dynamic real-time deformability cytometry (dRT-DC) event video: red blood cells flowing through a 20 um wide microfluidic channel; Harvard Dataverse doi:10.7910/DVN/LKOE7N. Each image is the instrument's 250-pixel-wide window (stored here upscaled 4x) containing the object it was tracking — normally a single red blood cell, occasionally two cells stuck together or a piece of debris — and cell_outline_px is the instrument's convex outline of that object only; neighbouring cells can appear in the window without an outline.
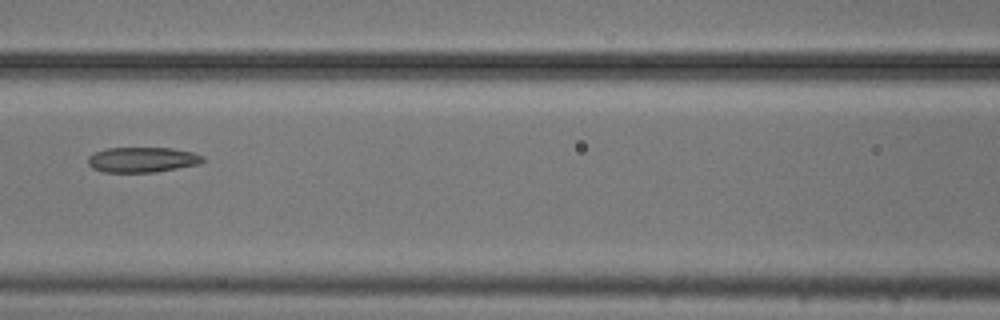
{"species": "common noctule bat (a hibernating species)", "species_latin": "Nyctalus noctula", "temperature_condition": "cold", "stored_images_in_passage": 9, "camera_frame_rate_fps": 3000, "um_per_image_px": 0.085, "animal": {"sex": "male", "body_mass_g": 20.5, "forearm_length_mm": 52.5}, "frame": {"image": 1, "passage_image": 6, "time_ms": 1.667, "image_size_px": [1000, 320], "cell_outline_px": [[204, 160], [200, 164], [156, 172], [104, 172], [92, 168], [88, 164], [88, 156], [96, 152], [108, 148], [172, 148], [192, 152], [204, 156]], "centroid_in_image_um": [12.11, 13.58], "position_along_channel_um": 154.5, "area_um2": 16.88}}
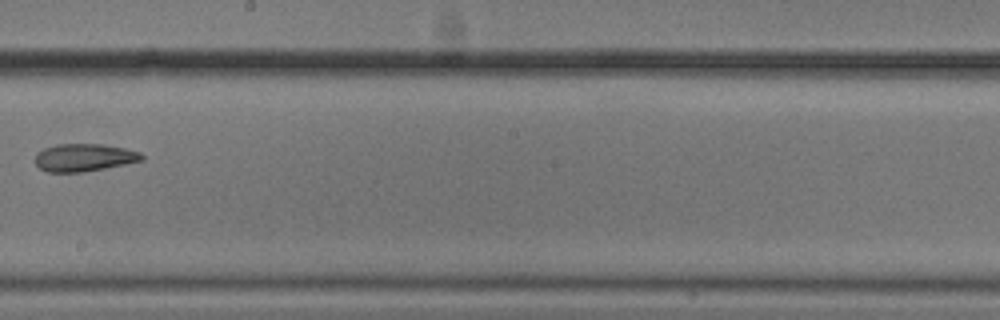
{"frame": {"image": 2, "passage_image": 8, "time_ms": 2.333, "image_size_px": [1000, 320], "cell_outline_px": [[144, 160], [104, 168], [80, 172], [48, 172], [40, 168], [36, 164], [36, 152], [44, 148], [56, 144], [100, 144], [124, 148], [140, 152], [144, 156]], "centroid_in_image_um": [7.14, 13.38], "position_along_channel_um": 241.1, "area_um2": 17.05}}
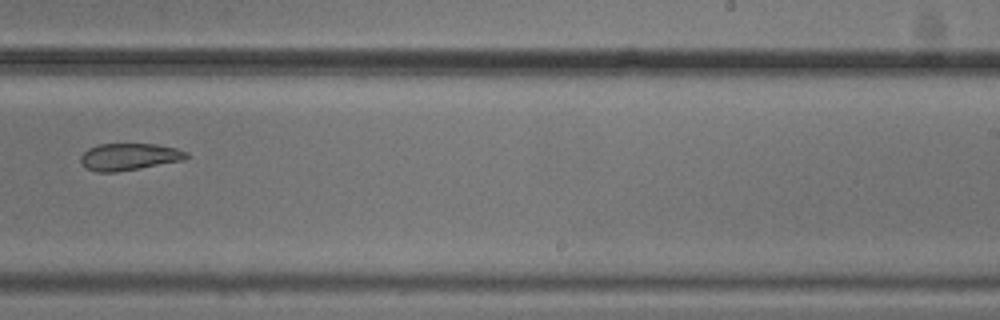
{"frame": {"image": 3, "passage_image": 9, "time_ms": 2.667, "image_size_px": [1000, 320], "cell_outline_px": [[188, 156], [184, 160], [140, 168], [116, 172], [96, 172], [88, 168], [80, 160], [80, 156], [88, 148], [100, 144], [156, 144], [176, 148], [188, 152]], "centroid_in_image_um": [10.99, 13.32], "position_along_channel_um": 278.0, "area_um2": 16.53}}